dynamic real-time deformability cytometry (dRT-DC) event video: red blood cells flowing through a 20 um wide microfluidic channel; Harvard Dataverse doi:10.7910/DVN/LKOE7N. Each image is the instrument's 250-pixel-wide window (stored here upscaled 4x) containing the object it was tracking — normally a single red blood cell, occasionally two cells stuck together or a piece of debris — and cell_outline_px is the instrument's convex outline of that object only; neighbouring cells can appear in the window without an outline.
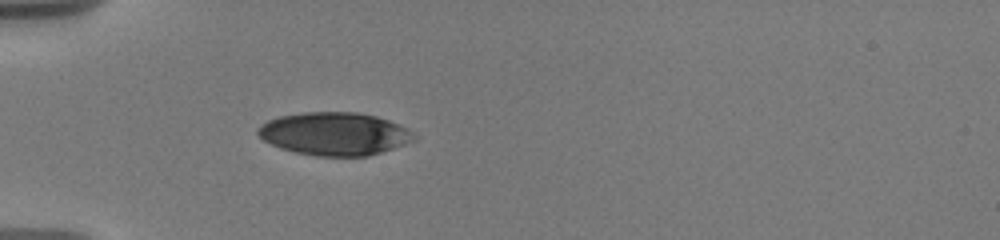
{"species": "human", "species_latin": "Homo sapiens", "temperature_condition": "warm", "stored_images_in_passage": 5, "camera_frame_rate_fps": 3000, "um_per_image_px": 0.085, "donor": {"sex": "male"}, "frame": {"image": 1, "passage_image": 1, "time_ms": 0.0, "image_size_px": [1000, 240], "cell_outline_px": [[416, 140], [368, 156], [316, 156], [296, 152], [280, 148], [264, 140], [256, 132], [256, 128], [268, 120], [280, 116], [304, 112], [356, 112], [376, 116], [388, 120], [408, 128], [416, 136]], "centroid_in_image_um": [28.43, 11.37], "position_along_channel_um": 56.6, "area_um2": 38.96}}
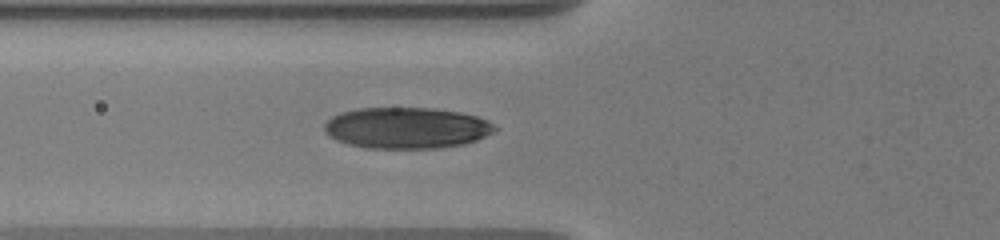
{"frame": {"image": 2, "passage_image": 5, "time_ms": 1.333, "image_size_px": [1000, 240], "cell_outline_px": [[496, 132], [476, 140], [464, 144], [440, 148], [368, 148], [348, 144], [336, 140], [324, 132], [324, 124], [332, 116], [340, 112], [356, 108], [432, 108], [460, 112], [476, 116], [492, 124], [496, 128]], "centroid_in_image_um": [34.53, 10.87], "position_along_channel_um": 91.3, "area_um2": 40.98}}